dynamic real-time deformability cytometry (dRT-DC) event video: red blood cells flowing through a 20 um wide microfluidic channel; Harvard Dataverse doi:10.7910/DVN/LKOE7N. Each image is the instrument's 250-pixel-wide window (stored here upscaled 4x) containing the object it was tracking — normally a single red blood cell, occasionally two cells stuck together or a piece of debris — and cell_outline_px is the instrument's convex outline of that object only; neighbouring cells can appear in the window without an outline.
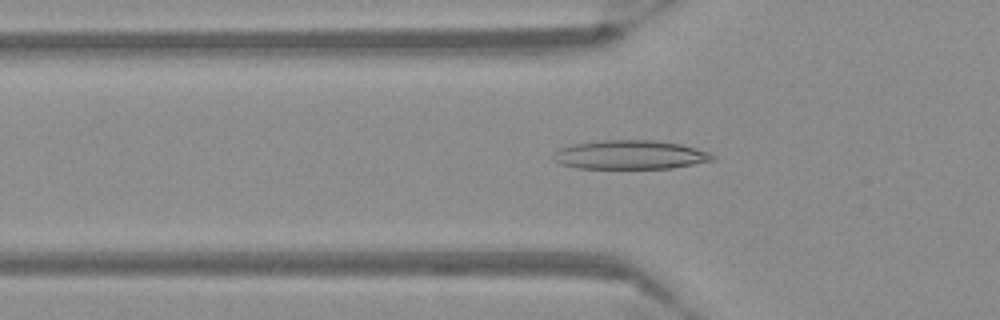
{"species": "Egyptian fruit bat (a non-hibernating species)", "species_latin": "Rousettus aegyptiacus", "temperature_condition": "warm", "stored_images_in_passage": 52, "camera_frame_rate_fps": 3000, "um_per_image_px": 0.085, "frame": {"image": 1, "passage_image": 19, "time_ms": 6.0, "image_size_px": [1000, 320], "cell_outline_px": [[716, 160], [672, 168], [576, 168], [560, 164], [556, 160], [556, 152], [560, 148], [572, 144], [596, 140], [652, 140], [680, 144], [708, 152], [716, 156]], "centroid_in_image_um": [53.59, 13.15], "position_along_channel_um": 72.2, "area_um2": 26.7}}
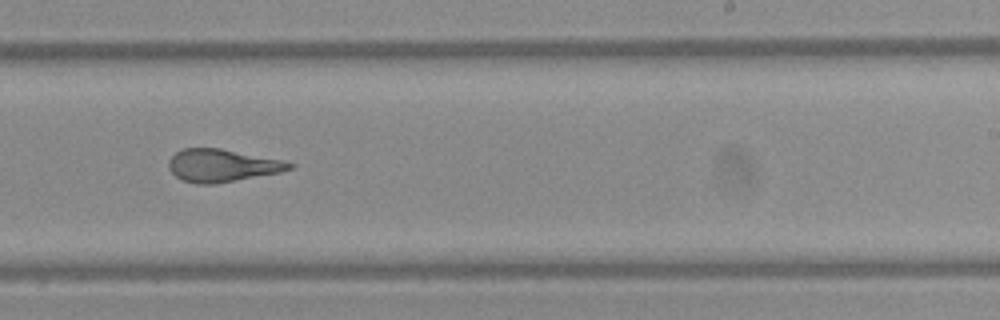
{"frame": {"image": 2, "passage_image": 35, "time_ms": 11.333, "image_size_px": [1000, 320], "cell_outline_px": [[296, 164], [292, 168], [280, 172], [212, 184], [196, 184], [184, 180], [176, 176], [168, 168], [168, 160], [176, 152], [184, 148], [220, 148], [284, 160]], "centroid_in_image_um": [18.88, 14.05], "position_along_channel_um": 270.1, "area_um2": 22.83}}
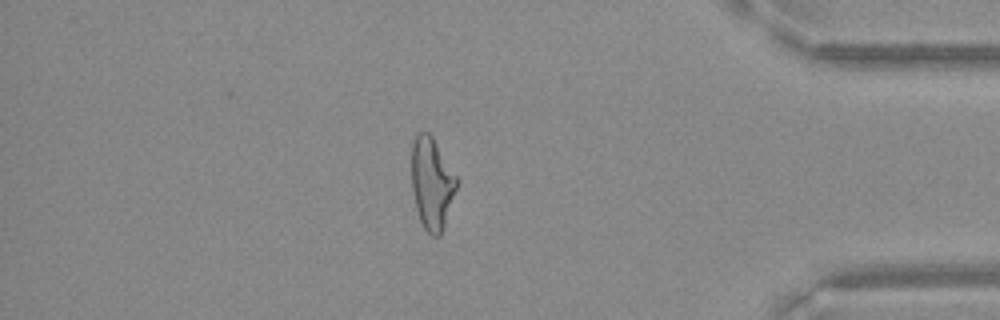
{"frame": {"image": 3, "passage_image": 48, "time_ms": 15.667, "image_size_px": [1000, 320], "cell_outline_px": [[460, 180], [440, 236], [432, 236], [424, 228], [420, 220], [416, 208], [412, 192], [412, 144], [416, 136], [420, 132], [428, 132], [432, 136]], "centroid_in_image_um": [36.72, 15.58], "position_along_channel_um": 398.5, "area_um2": 24.16}}